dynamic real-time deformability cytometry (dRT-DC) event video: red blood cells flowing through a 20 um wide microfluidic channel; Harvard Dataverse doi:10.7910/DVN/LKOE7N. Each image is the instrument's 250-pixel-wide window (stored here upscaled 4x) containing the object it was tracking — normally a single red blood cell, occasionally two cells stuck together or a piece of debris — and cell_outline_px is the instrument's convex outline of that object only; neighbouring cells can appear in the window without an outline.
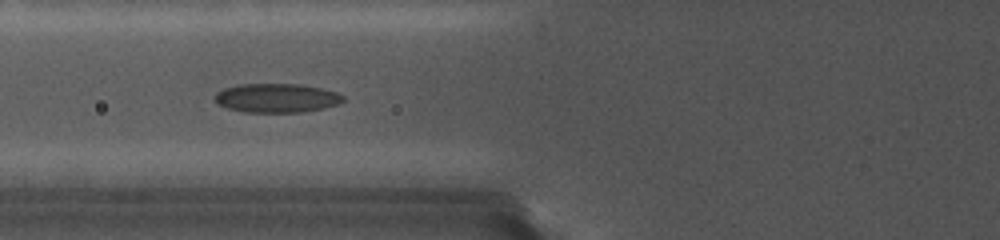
{"species": "common noctule bat (a hibernating species)", "species_latin": "Nyctalus noctula", "temperature_condition": "cold", "stored_images_in_passage": 38, "camera_frame_rate_fps": 5000, "um_per_image_px": 0.085, "animal": {"sex": "female", "body_mass_g": 19.0, "forearm_length_mm": 56.7}, "frame": {"image": 1, "passage_image": 8, "time_ms": 2.4, "image_size_px": [1000, 240], "cell_outline_px": [[344, 100], [336, 104], [324, 108], [300, 112], [244, 112], [228, 108], [216, 104], [216, 92], [224, 88], [244, 84], [296, 84], [320, 88], [336, 92], [344, 96]], "centroid_in_image_um": [23.49, 8.33], "position_along_channel_um": 102.3, "area_um2": 21.44}}
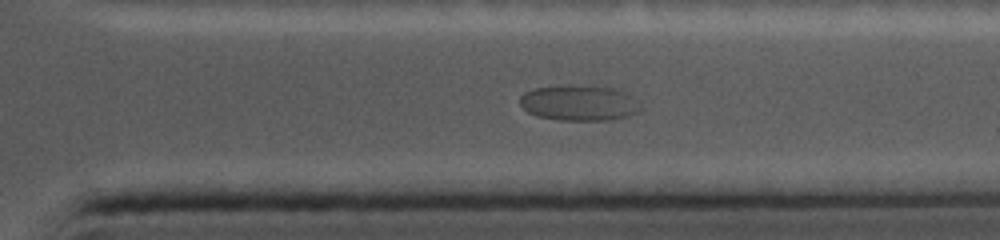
{"frame": {"image": 2, "passage_image": 30, "time_ms": 9.8, "image_size_px": [1000, 240], "cell_outline_px": [[632, 112], [628, 116], [612, 120], [556, 120], [536, 116], [528, 112], [520, 104], [520, 96], [524, 92], [536, 88], [608, 88], [616, 92]], "centroid_in_image_um": [48.86, 8.83], "position_along_channel_um": 362.5, "area_um2": 22.08}}
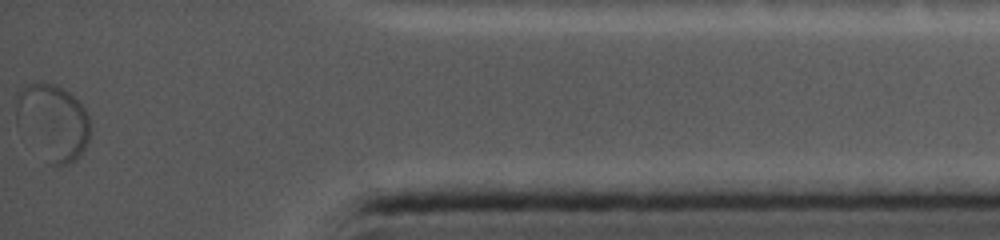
{"frame": {"image": 3, "passage_image": 38, "time_ms": 12.4, "image_size_px": [1000, 240], "cell_outline_px": [[88, 140], [80, 156], [68, 164], [52, 164], [20, 100], [20, 92], [24, 88], [32, 84], [56, 84], [68, 92], [84, 108], [88, 116]], "centroid_in_image_um": [4.82, 10.3], "position_along_channel_um": 430.4, "area_um2": 27.34}}